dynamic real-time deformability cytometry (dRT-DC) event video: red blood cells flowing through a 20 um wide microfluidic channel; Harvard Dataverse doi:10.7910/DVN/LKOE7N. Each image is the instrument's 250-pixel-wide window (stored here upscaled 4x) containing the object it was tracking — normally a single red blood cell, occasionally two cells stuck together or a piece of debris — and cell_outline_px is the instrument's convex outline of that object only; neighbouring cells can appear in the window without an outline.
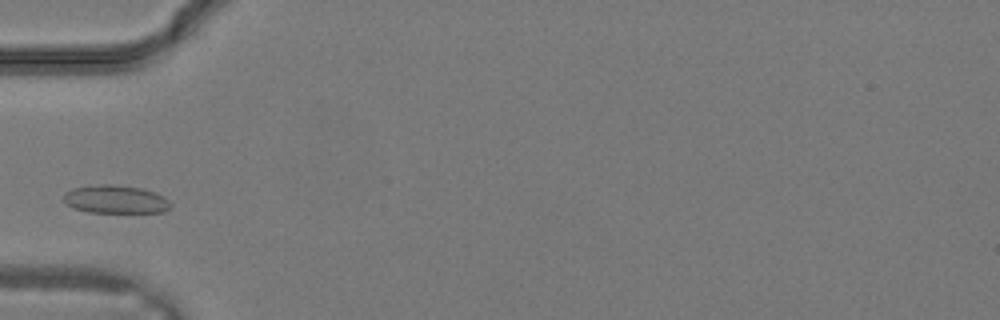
{"species": "common noctule bat (a hibernating species)", "species_latin": "Nyctalus noctula", "temperature_condition": "warm", "stored_images_in_passage": 26, "camera_frame_rate_fps": 3000, "um_per_image_px": 0.085, "animal": {"sex": "male", "body_mass_g": 19.2, "forearm_length_mm": 51.8}, "frame": {"image": 1, "passage_image": 5, "time_ms": 1.333, "image_size_px": [1000, 320], "cell_outline_px": [[172, 204], [164, 212], [88, 212], [72, 208], [64, 200], [64, 196], [72, 188], [100, 184], [112, 184], [140, 188], [156, 192], [168, 200]], "centroid_in_image_um": [9.83, 16.94], "position_along_channel_um": 75.2, "area_um2": 17.4}}
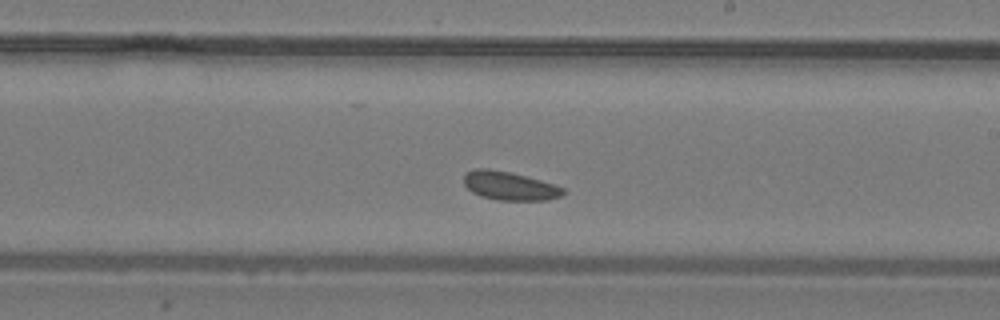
{"frame": {"image": 2, "passage_image": 13, "time_ms": 4.0, "image_size_px": [1000, 320], "cell_outline_px": [[564, 192], [560, 196], [548, 200], [496, 200], [480, 196], [472, 192], [464, 184], [464, 176], [468, 172], [476, 168], [488, 168], [512, 172], [556, 184], [564, 188]], "centroid_in_image_um": [43.32, 15.79], "position_along_channel_um": 245.7, "area_um2": 16.65}}
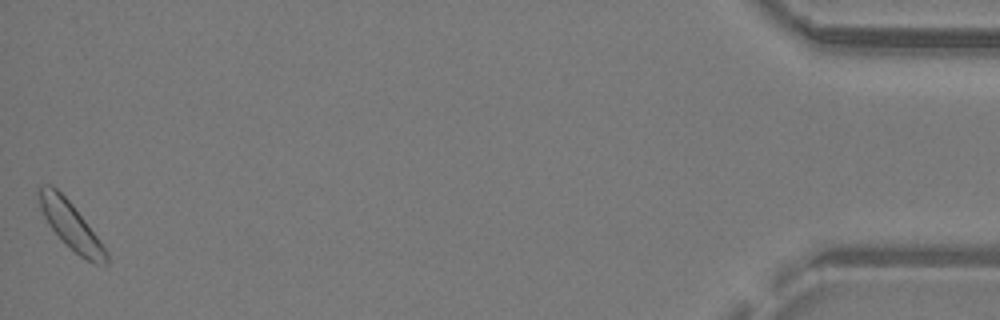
{"frame": {"image": 3, "passage_image": 26, "time_ms": 8.333, "image_size_px": [1000, 320], "cell_outline_px": [[108, 264], [96, 264], [80, 256], [48, 224], [40, 208], [36, 192], [44, 184], [48, 184], [56, 188], [72, 204], [108, 252]], "centroid_in_image_um": [6.0, 19.13], "position_along_channel_um": 429.2, "area_um2": 17.8}}